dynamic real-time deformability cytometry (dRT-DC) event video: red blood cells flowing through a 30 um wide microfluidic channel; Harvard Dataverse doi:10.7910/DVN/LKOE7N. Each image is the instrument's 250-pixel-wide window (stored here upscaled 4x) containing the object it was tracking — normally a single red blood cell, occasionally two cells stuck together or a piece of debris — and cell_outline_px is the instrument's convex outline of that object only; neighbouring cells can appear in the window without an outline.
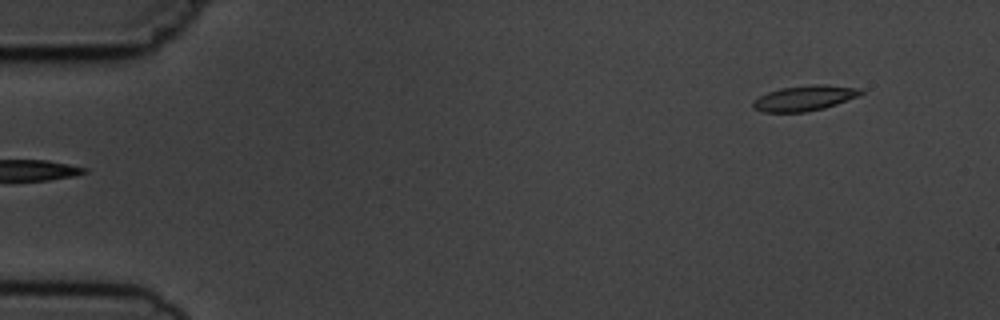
{"species": "common noctule bat (a hibernating species)", "species_latin": "Nyctalus noctula", "temperature_condition": "cold", "stored_images_in_passage": 3, "segment_of_instrument_passage": [2, 2], "camera_frame_rate_fps": 3000, "um_per_image_px": 0.085, "animal": {"sex": "male", "body_mass_g": 19.5, "forearm_length_mm": 54.6}, "frame": {"image": 1, "passage_image": 3, "time_ms": 2.333, "image_size_px": [1000, 320], "cell_outline_px": [[864, 92], [860, 96], [824, 108], [804, 112], [764, 112], [752, 108], [752, 104], [760, 96], [768, 92], [780, 88], [812, 84], [824, 84], [864, 88]], "centroid_in_image_um": [68.45, 8.33], "position_along_channel_um": 16.6, "area_um2": 16.01}}